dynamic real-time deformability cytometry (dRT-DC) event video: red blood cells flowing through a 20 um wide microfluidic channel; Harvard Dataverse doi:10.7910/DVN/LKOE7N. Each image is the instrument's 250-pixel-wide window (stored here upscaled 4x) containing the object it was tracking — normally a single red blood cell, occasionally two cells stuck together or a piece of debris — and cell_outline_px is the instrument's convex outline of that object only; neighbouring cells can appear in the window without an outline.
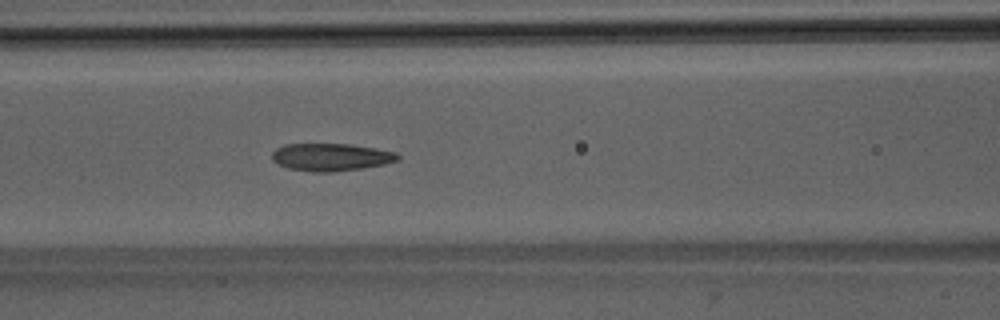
{"species": "Egyptian fruit bat (a non-hibernating species)", "species_latin": "Rousettus aegyptiacus", "temperature_condition": "room temperature", "stored_images_in_passage": 37, "camera_frame_rate_fps": 3000, "um_per_image_px": 0.085, "animal": {"sex": "male"}, "frame": {"image": 1, "passage_image": 8, "time_ms": 2.333, "image_size_px": [1000, 320], "cell_outline_px": [[400, 160], [384, 164], [360, 168], [332, 172], [312, 172], [288, 168], [276, 164], [272, 160], [272, 152], [276, 148], [284, 144], [348, 144], [376, 148], [396, 152], [400, 156]], "centroid_in_image_um": [28.11, 13.35], "position_along_channel_um": 138.5, "area_um2": 20.29}}
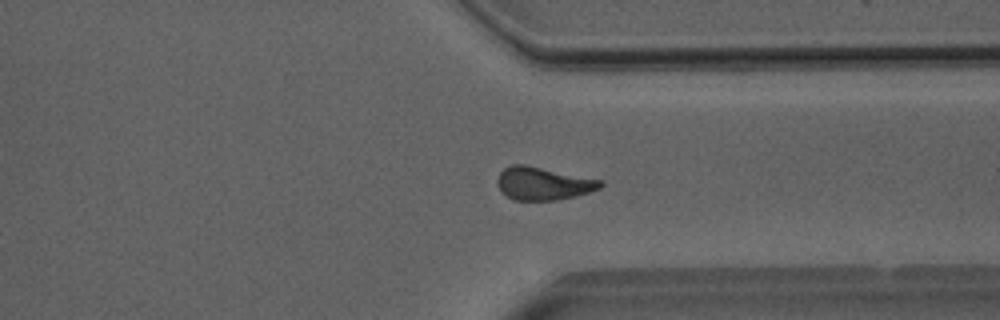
{"frame": {"image": 2, "passage_image": 25, "time_ms": 8.0, "image_size_px": [1000, 320], "cell_outline_px": [[604, 184], [600, 188], [576, 196], [556, 200], [512, 200], [500, 192], [496, 180], [500, 172], [504, 168], [512, 164], [524, 164], [604, 180]], "centroid_in_image_um": [46.16, 15.59], "position_along_channel_um": 365.2, "area_um2": 20.0}}
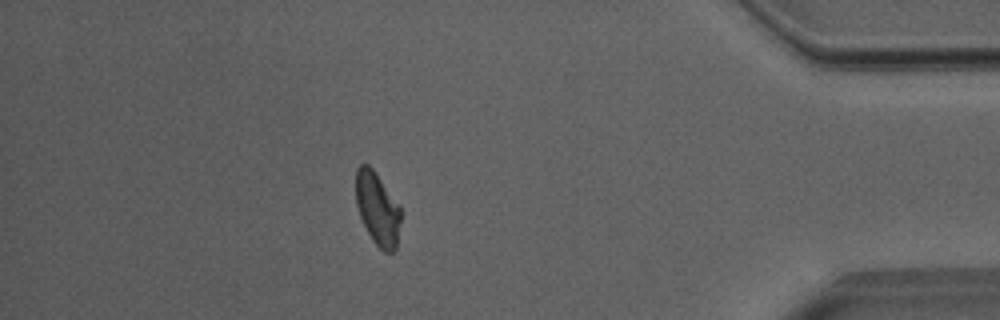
{"frame": {"image": 3, "passage_image": 31, "time_ms": 10.0, "image_size_px": [1000, 320], "cell_outline_px": [[400, 220], [396, 248], [392, 252], [384, 252], [372, 240], [360, 216], [356, 204], [356, 168], [360, 164], [368, 164], [372, 168], [400, 208]], "centroid_in_image_um": [32.06, 17.74], "position_along_channel_um": 403.1, "area_um2": 18.61}, "authors_computed_cell_mechanics": {"area_um2": 19.7676, "velocity_mm_per_s": 4.0021, "shape_relaxation_time_tau1_ms": 5.7595, "shape_relaxation_time_tau2_ms": 1.9587, "deformation_change_tau1": 0.1648, "deformation_change_tau2": 0.0952}}